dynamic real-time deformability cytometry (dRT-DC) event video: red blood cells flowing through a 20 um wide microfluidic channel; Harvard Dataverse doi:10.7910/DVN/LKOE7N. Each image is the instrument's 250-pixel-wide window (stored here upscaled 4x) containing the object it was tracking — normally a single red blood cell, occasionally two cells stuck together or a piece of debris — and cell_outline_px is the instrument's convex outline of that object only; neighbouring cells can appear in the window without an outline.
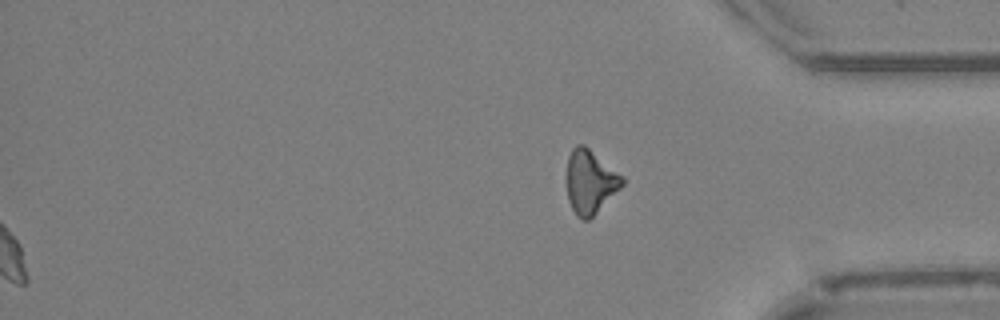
{"species": "Egyptian fruit bat (a non-hibernating species)", "species_latin": "Rousettus aegyptiacus", "temperature_condition": "cold", "stored_images_in_passage": 48, "segment_of_instrument_passage": [2, 2], "camera_frame_rate_fps": 3000, "um_per_image_px": 0.085, "animal": {"sex": "female"}, "frame": {"image": 1, "passage_image": 48, "time_ms": 15.667, "image_size_px": [1000, 320], "cell_outline_px": [[624, 184], [588, 220], [580, 220], [576, 216], [568, 200], [568, 156], [572, 148], [576, 144], [584, 144], [624, 176]], "centroid_in_image_um": [50.17, 15.43], "position_along_channel_um": 385.0, "area_um2": 20.4}}